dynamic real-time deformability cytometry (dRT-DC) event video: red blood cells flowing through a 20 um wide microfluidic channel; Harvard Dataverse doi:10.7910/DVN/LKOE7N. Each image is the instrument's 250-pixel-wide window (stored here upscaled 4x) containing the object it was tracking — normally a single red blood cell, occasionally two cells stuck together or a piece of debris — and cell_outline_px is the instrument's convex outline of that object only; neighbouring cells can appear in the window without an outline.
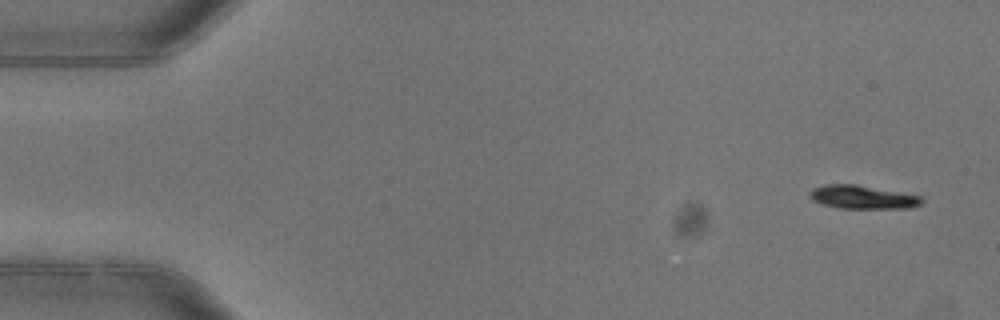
{"species": "common noctule bat (a hibernating species)", "species_latin": "Nyctalus noctula", "temperature_condition": "warm", "stored_images_in_passage": 4, "camera_frame_rate_fps": 3000, "um_per_image_px": 0.085, "animal": {"sex": "female"}, "frame": {"image": 1, "passage_image": 1, "time_ms": 0.0, "image_size_px": [1000, 320], "cell_outline_px": [[924, 200], [920, 204], [908, 208], [840, 208], [824, 204], [812, 200], [808, 196], [808, 192], [812, 188], [824, 184], [856, 184], [920, 196]], "centroid_in_image_um": [73.26, 16.74], "position_along_channel_um": 11.7, "area_um2": 15.2}}